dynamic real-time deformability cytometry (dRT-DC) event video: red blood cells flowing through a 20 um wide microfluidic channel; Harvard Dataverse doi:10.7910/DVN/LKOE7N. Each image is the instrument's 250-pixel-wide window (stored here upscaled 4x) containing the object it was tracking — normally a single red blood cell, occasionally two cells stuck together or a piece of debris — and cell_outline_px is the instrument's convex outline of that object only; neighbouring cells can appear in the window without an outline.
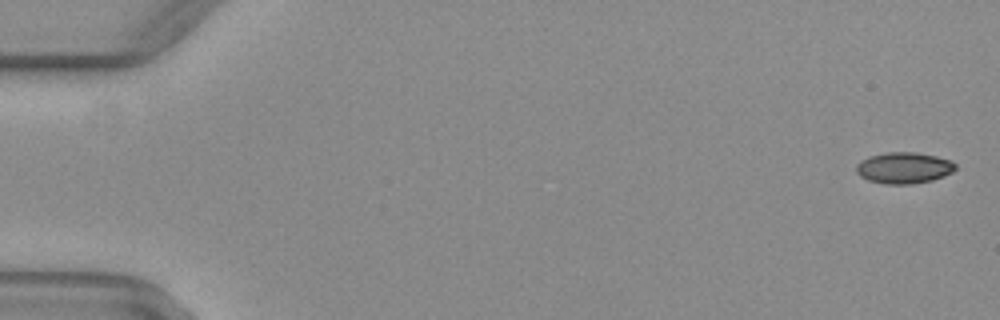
{"species": "common noctule bat (a hibernating species)", "species_latin": "Nyctalus noctula", "temperature_condition": "warm", "stored_images_in_passage": 14, "camera_frame_rate_fps": 3000, "um_per_image_px": 0.085, "animal": {"sex": "female", "body_mass_g": 29.2, "forearm_length_mm": 56.3}, "frame": {"image": 1, "passage_image": 1, "time_ms": 0.0, "image_size_px": [1000, 320], "cell_outline_px": [[956, 168], [952, 172], [944, 176], [932, 180], [912, 184], [884, 184], [868, 180], [860, 176], [856, 172], [856, 164], [860, 160], [868, 156], [888, 152], [916, 152], [936, 156], [952, 160], [956, 164]], "centroid_in_image_um": [76.82, 14.26], "position_along_channel_um": 8.2, "area_um2": 18.26}}
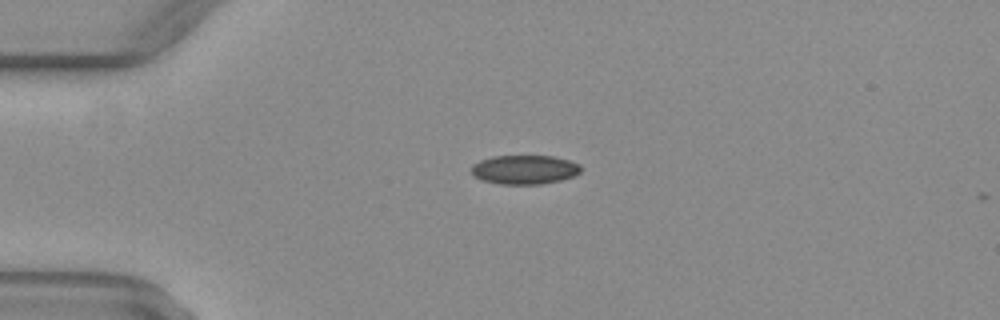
{"frame": {"image": 2, "passage_image": 13, "time_ms": 4.0, "image_size_px": [1000, 320], "cell_outline_px": [[580, 172], [572, 176], [560, 180], [540, 184], [500, 184], [480, 180], [472, 176], [472, 164], [480, 160], [492, 156], [552, 156], [568, 160], [580, 164]], "centroid_in_image_um": [44.53, 14.42], "position_along_channel_um": 40.5, "area_um2": 18.55}}